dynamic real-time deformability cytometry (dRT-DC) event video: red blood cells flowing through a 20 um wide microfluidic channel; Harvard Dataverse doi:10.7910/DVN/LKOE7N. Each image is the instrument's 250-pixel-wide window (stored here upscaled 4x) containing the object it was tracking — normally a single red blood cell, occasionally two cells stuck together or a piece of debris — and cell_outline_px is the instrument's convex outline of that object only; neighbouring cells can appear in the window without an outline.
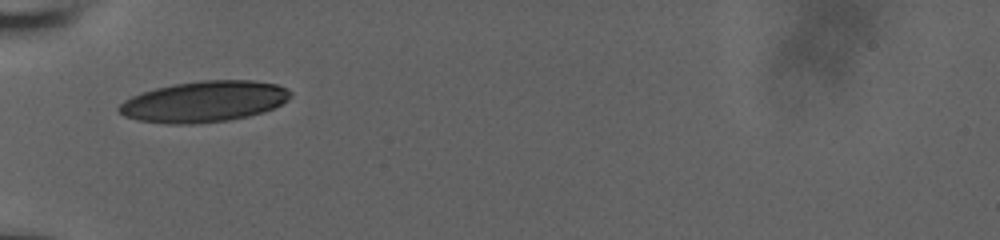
{"species": "human", "species_latin": "Homo sapiens", "temperature_condition": "room temperature", "stored_images_in_passage": 28, "camera_frame_rate_fps": 3000, "um_per_image_px": 0.085, "donor": {"sex": "male"}, "frame": {"image": 1, "passage_image": 1, "time_ms": 0.0, "image_size_px": [1000, 240], "cell_outline_px": [[292, 96], [288, 100], [272, 108], [248, 116], [228, 120], [192, 124], [168, 124], [136, 120], [124, 116], [116, 108], [124, 100], [132, 96], [156, 88], [172, 84], [200, 80], [252, 80], [276, 84], [288, 88], [292, 92]], "centroid_in_image_um": [17.34, 8.63], "position_along_channel_um": 67.7, "area_um2": 40.98}}
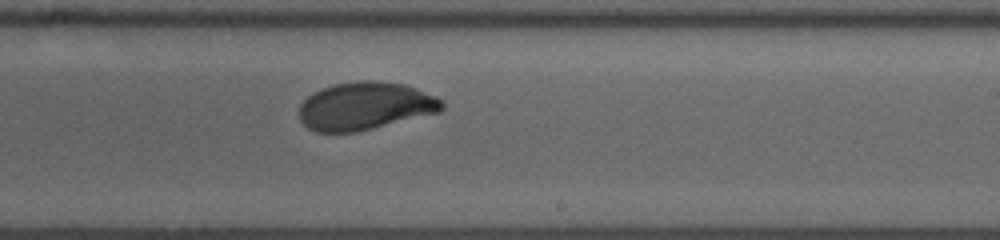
{"frame": {"image": 2, "passage_image": 16, "time_ms": 5.0, "image_size_px": [1000, 240], "cell_outline_px": [[444, 108], [440, 112], [356, 132], [316, 132], [308, 128], [300, 120], [300, 104], [308, 96], [324, 88], [336, 84], [364, 80], [380, 80], [404, 84], [416, 88], [436, 96], [444, 100]], "centroid_in_image_um": [31.08, 9.01], "position_along_channel_um": 257.9, "area_um2": 39.71}}
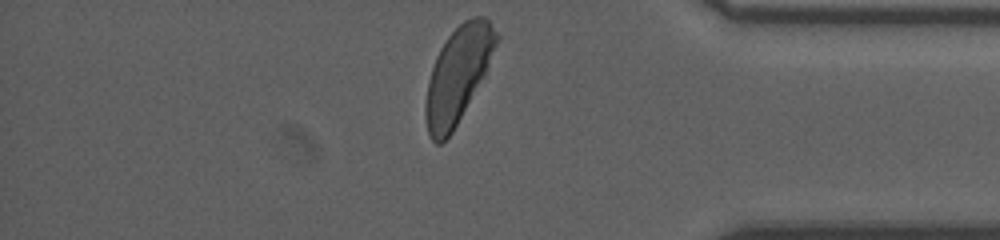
{"frame": {"image": 3, "passage_image": 28, "time_ms": 9.0, "image_size_px": [1000, 240], "cell_outline_px": [[500, 36], [484, 76], [452, 132], [440, 144], [436, 144], [432, 140], [428, 132], [424, 112], [424, 108], [428, 80], [436, 56], [440, 48], [448, 36], [464, 20], [472, 16], [484, 16], [488, 20]], "centroid_in_image_um": [38.92, 6.34], "position_along_channel_um": 396.3, "area_um2": 39.02}, "authors_computed_cell_mechanics": {"area_um2": 40.2577, "velocity_mm_per_s": 3.8939, "shape_relaxation_time_tau1_ms": 2.7836, "shape_relaxation_time_tau2_ms": null, "deformation_change_tau1": 0.1275, "deformation_change_tau2": null}}